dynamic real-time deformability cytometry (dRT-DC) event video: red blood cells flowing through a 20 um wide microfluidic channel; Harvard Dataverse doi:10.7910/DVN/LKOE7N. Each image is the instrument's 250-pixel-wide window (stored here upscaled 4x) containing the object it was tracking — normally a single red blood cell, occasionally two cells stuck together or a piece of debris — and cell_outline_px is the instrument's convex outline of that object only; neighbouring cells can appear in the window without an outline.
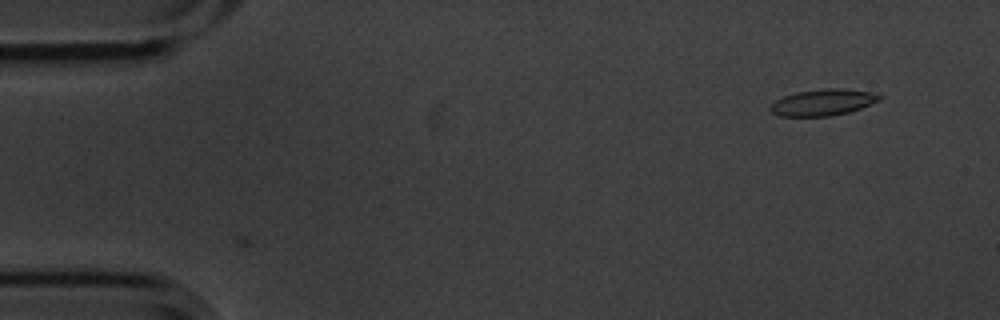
{"species": "common noctule bat (a hibernating species)", "species_latin": "Nyctalus noctula", "temperature_condition": "cold", "stored_images_in_passage": 2, "camera_frame_rate_fps": 3000, "um_per_image_px": 0.085, "animal": {"sex": "male", "body_mass_g": 20.1, "forearm_length_mm": 53.5}, "frame": {"image": 1, "passage_image": 2, "time_ms": 0.333, "image_size_px": [1000, 320], "cell_outline_px": [[884, 96], [880, 100], [860, 108], [848, 112], [832, 116], [780, 116], [772, 112], [768, 108], [776, 100], [784, 96], [796, 92], [824, 88], [840, 88], [872, 92]], "centroid_in_image_um": [69.96, 8.69], "position_along_channel_um": 15.0, "area_um2": 16.76}}